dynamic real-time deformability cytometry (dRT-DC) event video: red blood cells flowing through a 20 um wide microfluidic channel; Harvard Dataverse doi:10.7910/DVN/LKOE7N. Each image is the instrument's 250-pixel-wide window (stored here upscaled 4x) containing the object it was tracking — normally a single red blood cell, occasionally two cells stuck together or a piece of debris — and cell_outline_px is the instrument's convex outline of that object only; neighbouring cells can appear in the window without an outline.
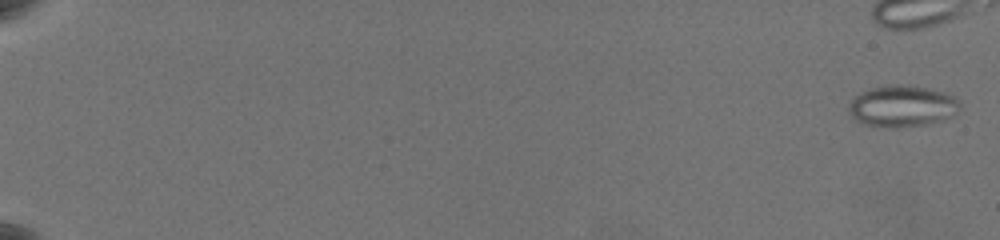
{"species": "common noctule bat (a hibernating species)", "species_latin": "Nyctalus noctula", "temperature_condition": "warm", "stored_images_in_passage": 54, "camera_frame_rate_fps": 3000, "um_per_image_px": 0.085, "animal": {"sex": "female", "body_mass_g": 19.5, "forearm_length_mm": 54.1}, "frame": {"image": 1, "passage_image": 2, "time_ms": 0.333, "image_size_px": [1000, 240], "cell_outline_px": [[960, 108], [952, 116], [940, 120], [924, 124], [900, 128], [892, 128], [864, 124], [856, 120], [848, 112], [848, 108], [852, 100], [860, 92], [884, 84], [900, 84], [924, 88], [944, 92], [952, 96], [960, 104]], "centroid_in_image_um": [76.65, 9.02], "position_along_channel_um": 8.4, "area_um2": 26.65}}
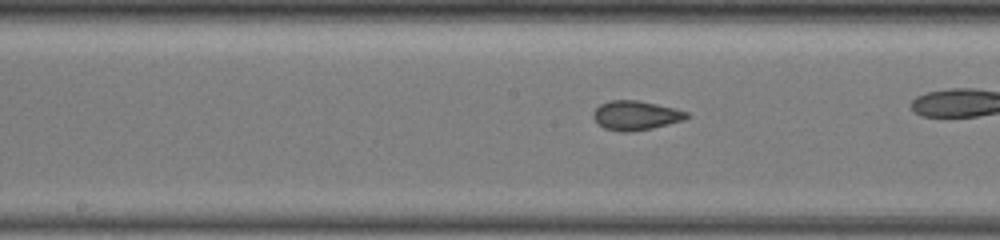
{"frame": {"image": 2, "passage_image": 37, "time_ms": 12.0, "image_size_px": [1000, 240], "cell_outline_px": [[688, 116], [684, 120], [652, 128], [628, 132], [624, 132], [604, 128], [592, 116], [592, 112], [600, 104], [612, 100], [636, 100], [676, 108], [688, 112]], "centroid_in_image_um": [54.04, 9.8], "position_along_channel_um": 194.2, "area_um2": 15.78}}
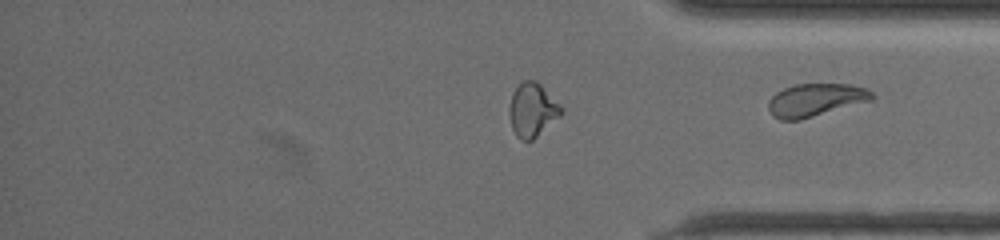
{"frame": {"image": 3, "passage_image": 54, "time_ms": 17.667, "image_size_px": [1000, 240], "cell_outline_px": [[876, 96], [872, 100], [800, 120], [780, 120], [772, 116], [768, 108], [768, 100], [776, 92], [784, 88], [796, 84], [852, 84], [864, 88], [872, 92]], "centroid_in_image_um": [69.3, 8.5], "position_along_channel_um": 365.9, "area_um2": 19.88}}